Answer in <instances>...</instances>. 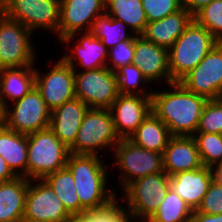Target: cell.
Instances as JSON below:
<instances>
[{"label":"cell","mask_w":222,"mask_h":222,"mask_svg":"<svg viewBox=\"0 0 222 222\" xmlns=\"http://www.w3.org/2000/svg\"><path fill=\"white\" fill-rule=\"evenodd\" d=\"M168 86L170 90L157 92L154 89L152 112L168 127L172 136H193L208 99L186 90L179 82Z\"/></svg>","instance_id":"1"},{"label":"cell","mask_w":222,"mask_h":222,"mask_svg":"<svg viewBox=\"0 0 222 222\" xmlns=\"http://www.w3.org/2000/svg\"><path fill=\"white\" fill-rule=\"evenodd\" d=\"M107 164V165H106ZM101 156L69 153L66 167L70 170L80 205L85 210L98 209L114 200L118 191L108 189L107 168Z\"/></svg>","instance_id":"2"},{"label":"cell","mask_w":222,"mask_h":222,"mask_svg":"<svg viewBox=\"0 0 222 222\" xmlns=\"http://www.w3.org/2000/svg\"><path fill=\"white\" fill-rule=\"evenodd\" d=\"M219 41L194 19L168 50L172 83L179 82Z\"/></svg>","instance_id":"3"},{"label":"cell","mask_w":222,"mask_h":222,"mask_svg":"<svg viewBox=\"0 0 222 222\" xmlns=\"http://www.w3.org/2000/svg\"><path fill=\"white\" fill-rule=\"evenodd\" d=\"M27 179H43L66 167L67 148L50 129L27 134Z\"/></svg>","instance_id":"4"},{"label":"cell","mask_w":222,"mask_h":222,"mask_svg":"<svg viewBox=\"0 0 222 222\" xmlns=\"http://www.w3.org/2000/svg\"><path fill=\"white\" fill-rule=\"evenodd\" d=\"M119 141L110 109L88 108L69 152L98 155L101 149L113 151Z\"/></svg>","instance_id":"5"},{"label":"cell","mask_w":222,"mask_h":222,"mask_svg":"<svg viewBox=\"0 0 222 222\" xmlns=\"http://www.w3.org/2000/svg\"><path fill=\"white\" fill-rule=\"evenodd\" d=\"M169 189L170 178L165 171L150 174L129 183L123 189L122 202L125 200L123 203L134 222H146L159 208Z\"/></svg>","instance_id":"6"},{"label":"cell","mask_w":222,"mask_h":222,"mask_svg":"<svg viewBox=\"0 0 222 222\" xmlns=\"http://www.w3.org/2000/svg\"><path fill=\"white\" fill-rule=\"evenodd\" d=\"M112 153V160H115L112 167L121 174L118 181L121 192L138 178L164 171L163 153L141 148L129 139H120Z\"/></svg>","instance_id":"7"},{"label":"cell","mask_w":222,"mask_h":222,"mask_svg":"<svg viewBox=\"0 0 222 222\" xmlns=\"http://www.w3.org/2000/svg\"><path fill=\"white\" fill-rule=\"evenodd\" d=\"M32 34L18 21L0 13V69L34 66L36 50L31 40Z\"/></svg>","instance_id":"8"},{"label":"cell","mask_w":222,"mask_h":222,"mask_svg":"<svg viewBox=\"0 0 222 222\" xmlns=\"http://www.w3.org/2000/svg\"><path fill=\"white\" fill-rule=\"evenodd\" d=\"M1 12L34 30L53 32L58 37L60 0H0Z\"/></svg>","instance_id":"9"},{"label":"cell","mask_w":222,"mask_h":222,"mask_svg":"<svg viewBox=\"0 0 222 222\" xmlns=\"http://www.w3.org/2000/svg\"><path fill=\"white\" fill-rule=\"evenodd\" d=\"M3 119L7 128L27 135L49 128L51 110L34 87L3 109Z\"/></svg>","instance_id":"10"},{"label":"cell","mask_w":222,"mask_h":222,"mask_svg":"<svg viewBox=\"0 0 222 222\" xmlns=\"http://www.w3.org/2000/svg\"><path fill=\"white\" fill-rule=\"evenodd\" d=\"M75 96L89 108L110 109L119 95L116 72L107 67L74 71Z\"/></svg>","instance_id":"11"},{"label":"cell","mask_w":222,"mask_h":222,"mask_svg":"<svg viewBox=\"0 0 222 222\" xmlns=\"http://www.w3.org/2000/svg\"><path fill=\"white\" fill-rule=\"evenodd\" d=\"M56 61L49 64V72L35 68V87L51 111L76 98L74 69L62 58Z\"/></svg>","instance_id":"12"},{"label":"cell","mask_w":222,"mask_h":222,"mask_svg":"<svg viewBox=\"0 0 222 222\" xmlns=\"http://www.w3.org/2000/svg\"><path fill=\"white\" fill-rule=\"evenodd\" d=\"M70 218L61 200L43 179L29 180L23 222H65Z\"/></svg>","instance_id":"13"},{"label":"cell","mask_w":222,"mask_h":222,"mask_svg":"<svg viewBox=\"0 0 222 222\" xmlns=\"http://www.w3.org/2000/svg\"><path fill=\"white\" fill-rule=\"evenodd\" d=\"M179 83L208 100L218 99L222 91V42L216 44Z\"/></svg>","instance_id":"14"},{"label":"cell","mask_w":222,"mask_h":222,"mask_svg":"<svg viewBox=\"0 0 222 222\" xmlns=\"http://www.w3.org/2000/svg\"><path fill=\"white\" fill-rule=\"evenodd\" d=\"M105 13V0H60L58 41L74 33L89 32L93 21Z\"/></svg>","instance_id":"15"},{"label":"cell","mask_w":222,"mask_h":222,"mask_svg":"<svg viewBox=\"0 0 222 222\" xmlns=\"http://www.w3.org/2000/svg\"><path fill=\"white\" fill-rule=\"evenodd\" d=\"M78 34L74 33L71 36H65L62 38L59 43L66 44L68 46L71 41L75 47L71 48L72 51H69L61 57L68 65H70L74 71H88L99 68L106 67L109 49L103 44V42L92 35L90 32H83V34L78 37ZM77 39L75 41L74 39ZM71 52V53H70ZM76 61V62H74ZM78 66V67H77Z\"/></svg>","instance_id":"16"},{"label":"cell","mask_w":222,"mask_h":222,"mask_svg":"<svg viewBox=\"0 0 222 222\" xmlns=\"http://www.w3.org/2000/svg\"><path fill=\"white\" fill-rule=\"evenodd\" d=\"M119 139H128L152 112V96L119 94L110 108Z\"/></svg>","instance_id":"17"},{"label":"cell","mask_w":222,"mask_h":222,"mask_svg":"<svg viewBox=\"0 0 222 222\" xmlns=\"http://www.w3.org/2000/svg\"><path fill=\"white\" fill-rule=\"evenodd\" d=\"M132 64L141 70L149 84L161 80L168 85L172 83L168 50L145 40L141 35L135 37Z\"/></svg>","instance_id":"18"},{"label":"cell","mask_w":222,"mask_h":222,"mask_svg":"<svg viewBox=\"0 0 222 222\" xmlns=\"http://www.w3.org/2000/svg\"><path fill=\"white\" fill-rule=\"evenodd\" d=\"M203 167L193 136H172L163 152V169L169 175Z\"/></svg>","instance_id":"19"},{"label":"cell","mask_w":222,"mask_h":222,"mask_svg":"<svg viewBox=\"0 0 222 222\" xmlns=\"http://www.w3.org/2000/svg\"><path fill=\"white\" fill-rule=\"evenodd\" d=\"M169 178L170 188L187 203L192 211H195L214 179V171L212 168L203 166L174 174Z\"/></svg>","instance_id":"20"},{"label":"cell","mask_w":222,"mask_h":222,"mask_svg":"<svg viewBox=\"0 0 222 222\" xmlns=\"http://www.w3.org/2000/svg\"><path fill=\"white\" fill-rule=\"evenodd\" d=\"M88 108L80 99L74 98L51 111L49 128L67 148L74 144Z\"/></svg>","instance_id":"21"},{"label":"cell","mask_w":222,"mask_h":222,"mask_svg":"<svg viewBox=\"0 0 222 222\" xmlns=\"http://www.w3.org/2000/svg\"><path fill=\"white\" fill-rule=\"evenodd\" d=\"M193 20V15L182 7L177 12L147 24L141 36L169 50Z\"/></svg>","instance_id":"22"},{"label":"cell","mask_w":222,"mask_h":222,"mask_svg":"<svg viewBox=\"0 0 222 222\" xmlns=\"http://www.w3.org/2000/svg\"><path fill=\"white\" fill-rule=\"evenodd\" d=\"M34 87V66L0 69V104L3 109L20 100Z\"/></svg>","instance_id":"23"},{"label":"cell","mask_w":222,"mask_h":222,"mask_svg":"<svg viewBox=\"0 0 222 222\" xmlns=\"http://www.w3.org/2000/svg\"><path fill=\"white\" fill-rule=\"evenodd\" d=\"M28 182L16 177L0 183V222H23Z\"/></svg>","instance_id":"24"},{"label":"cell","mask_w":222,"mask_h":222,"mask_svg":"<svg viewBox=\"0 0 222 222\" xmlns=\"http://www.w3.org/2000/svg\"><path fill=\"white\" fill-rule=\"evenodd\" d=\"M0 155L17 177L27 178V135L0 127Z\"/></svg>","instance_id":"25"},{"label":"cell","mask_w":222,"mask_h":222,"mask_svg":"<svg viewBox=\"0 0 222 222\" xmlns=\"http://www.w3.org/2000/svg\"><path fill=\"white\" fill-rule=\"evenodd\" d=\"M171 137L168 127L151 112L128 139L141 148L163 153Z\"/></svg>","instance_id":"26"},{"label":"cell","mask_w":222,"mask_h":222,"mask_svg":"<svg viewBox=\"0 0 222 222\" xmlns=\"http://www.w3.org/2000/svg\"><path fill=\"white\" fill-rule=\"evenodd\" d=\"M105 13L124 22L130 33L141 35L148 24L141 0H105Z\"/></svg>","instance_id":"27"},{"label":"cell","mask_w":222,"mask_h":222,"mask_svg":"<svg viewBox=\"0 0 222 222\" xmlns=\"http://www.w3.org/2000/svg\"><path fill=\"white\" fill-rule=\"evenodd\" d=\"M43 180L52 188L72 217H77L85 211L80 205L73 176L67 167L45 176Z\"/></svg>","instance_id":"28"},{"label":"cell","mask_w":222,"mask_h":222,"mask_svg":"<svg viewBox=\"0 0 222 222\" xmlns=\"http://www.w3.org/2000/svg\"><path fill=\"white\" fill-rule=\"evenodd\" d=\"M127 29L130 28L124 22L111 18L104 13L93 21L89 32L96 38L100 39L110 50L120 42L135 41L137 35H133L134 33H128Z\"/></svg>","instance_id":"29"},{"label":"cell","mask_w":222,"mask_h":222,"mask_svg":"<svg viewBox=\"0 0 222 222\" xmlns=\"http://www.w3.org/2000/svg\"><path fill=\"white\" fill-rule=\"evenodd\" d=\"M192 212L187 203L170 188L159 208L146 222H190Z\"/></svg>","instance_id":"30"},{"label":"cell","mask_w":222,"mask_h":222,"mask_svg":"<svg viewBox=\"0 0 222 222\" xmlns=\"http://www.w3.org/2000/svg\"><path fill=\"white\" fill-rule=\"evenodd\" d=\"M193 138L203 166L214 169L222 165V134L196 132Z\"/></svg>","instance_id":"31"},{"label":"cell","mask_w":222,"mask_h":222,"mask_svg":"<svg viewBox=\"0 0 222 222\" xmlns=\"http://www.w3.org/2000/svg\"><path fill=\"white\" fill-rule=\"evenodd\" d=\"M77 218L81 222H134L125 204H119L118 196L104 207L85 210Z\"/></svg>","instance_id":"32"},{"label":"cell","mask_w":222,"mask_h":222,"mask_svg":"<svg viewBox=\"0 0 222 222\" xmlns=\"http://www.w3.org/2000/svg\"><path fill=\"white\" fill-rule=\"evenodd\" d=\"M119 94L152 96L153 91H145L148 80L135 64L122 66L116 71ZM145 88H143L142 87Z\"/></svg>","instance_id":"33"},{"label":"cell","mask_w":222,"mask_h":222,"mask_svg":"<svg viewBox=\"0 0 222 222\" xmlns=\"http://www.w3.org/2000/svg\"><path fill=\"white\" fill-rule=\"evenodd\" d=\"M193 19L222 42V0H213L199 10Z\"/></svg>","instance_id":"34"},{"label":"cell","mask_w":222,"mask_h":222,"mask_svg":"<svg viewBox=\"0 0 222 222\" xmlns=\"http://www.w3.org/2000/svg\"><path fill=\"white\" fill-rule=\"evenodd\" d=\"M196 132L222 134V103L218 99L207 100Z\"/></svg>","instance_id":"35"},{"label":"cell","mask_w":222,"mask_h":222,"mask_svg":"<svg viewBox=\"0 0 222 222\" xmlns=\"http://www.w3.org/2000/svg\"><path fill=\"white\" fill-rule=\"evenodd\" d=\"M148 23L160 20L182 8V0H141Z\"/></svg>","instance_id":"36"},{"label":"cell","mask_w":222,"mask_h":222,"mask_svg":"<svg viewBox=\"0 0 222 222\" xmlns=\"http://www.w3.org/2000/svg\"><path fill=\"white\" fill-rule=\"evenodd\" d=\"M133 57L134 41L120 42L109 50L106 67L116 72L122 66L132 64Z\"/></svg>","instance_id":"37"},{"label":"cell","mask_w":222,"mask_h":222,"mask_svg":"<svg viewBox=\"0 0 222 222\" xmlns=\"http://www.w3.org/2000/svg\"><path fill=\"white\" fill-rule=\"evenodd\" d=\"M196 211L213 215L222 213V184L216 179H213L210 183L208 190Z\"/></svg>","instance_id":"38"},{"label":"cell","mask_w":222,"mask_h":222,"mask_svg":"<svg viewBox=\"0 0 222 222\" xmlns=\"http://www.w3.org/2000/svg\"><path fill=\"white\" fill-rule=\"evenodd\" d=\"M213 0H182V7H185L193 16Z\"/></svg>","instance_id":"39"},{"label":"cell","mask_w":222,"mask_h":222,"mask_svg":"<svg viewBox=\"0 0 222 222\" xmlns=\"http://www.w3.org/2000/svg\"><path fill=\"white\" fill-rule=\"evenodd\" d=\"M190 222H222V213L217 215L204 214L195 210L192 212Z\"/></svg>","instance_id":"40"},{"label":"cell","mask_w":222,"mask_h":222,"mask_svg":"<svg viewBox=\"0 0 222 222\" xmlns=\"http://www.w3.org/2000/svg\"><path fill=\"white\" fill-rule=\"evenodd\" d=\"M17 176L9 168L7 162L0 155V183L15 179Z\"/></svg>","instance_id":"41"},{"label":"cell","mask_w":222,"mask_h":222,"mask_svg":"<svg viewBox=\"0 0 222 222\" xmlns=\"http://www.w3.org/2000/svg\"><path fill=\"white\" fill-rule=\"evenodd\" d=\"M214 179H216L220 184H222V165H219L213 169Z\"/></svg>","instance_id":"42"},{"label":"cell","mask_w":222,"mask_h":222,"mask_svg":"<svg viewBox=\"0 0 222 222\" xmlns=\"http://www.w3.org/2000/svg\"><path fill=\"white\" fill-rule=\"evenodd\" d=\"M4 124V119H3V108L2 105L0 104V127Z\"/></svg>","instance_id":"43"},{"label":"cell","mask_w":222,"mask_h":222,"mask_svg":"<svg viewBox=\"0 0 222 222\" xmlns=\"http://www.w3.org/2000/svg\"><path fill=\"white\" fill-rule=\"evenodd\" d=\"M65 222H81L77 217H72L68 220H66Z\"/></svg>","instance_id":"44"},{"label":"cell","mask_w":222,"mask_h":222,"mask_svg":"<svg viewBox=\"0 0 222 222\" xmlns=\"http://www.w3.org/2000/svg\"><path fill=\"white\" fill-rule=\"evenodd\" d=\"M218 100L222 103V91L219 94Z\"/></svg>","instance_id":"45"}]
</instances>
